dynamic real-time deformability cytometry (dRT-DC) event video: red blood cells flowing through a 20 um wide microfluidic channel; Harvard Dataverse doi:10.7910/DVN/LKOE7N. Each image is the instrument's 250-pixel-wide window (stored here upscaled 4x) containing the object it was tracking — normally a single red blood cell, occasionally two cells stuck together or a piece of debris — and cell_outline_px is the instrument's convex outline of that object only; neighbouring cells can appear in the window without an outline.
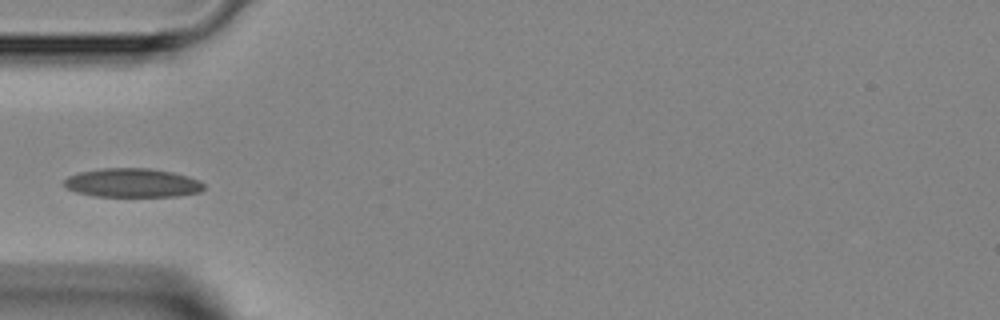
{"species": "Egyptian fruit bat (a non-hibernating species)", "species_latin": "Rousettus aegyptiacus", "temperature_condition": "room temperature", "stored_images_in_passage": 3, "camera_frame_rate_fps": 3000, "um_per_image_px": 0.085, "animal": {"sex": "female"}, "frame": {"image": 1, "passage_image": 2, "time_ms": 1.0, "image_size_px": [1000, 320], "cell_outline_px": [[204, 188], [200, 192], [176, 196], [92, 196], [76, 192], [68, 188], [64, 184], [64, 180], [68, 176], [80, 172], [100, 168], [148, 168], [172, 172], [188, 176], [200, 180], [204, 184]], "centroid_in_image_um": [11.26, 15.54], "position_along_channel_um": 73.7, "area_um2": 23.52}}
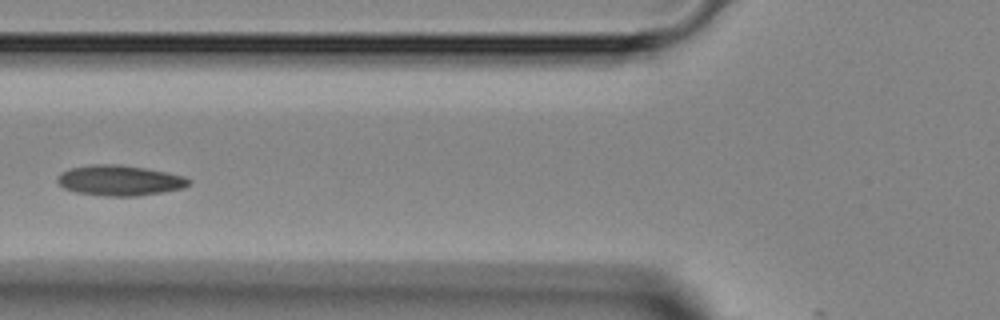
{"frame": {"image": 2, "passage_image": 3, "time_ms": 2.0, "image_size_px": [1000, 320], "cell_outline_px": [[192, 184], [184, 188], [164, 192], [140, 196], [104, 196], [76, 192], [64, 188], [56, 180], [56, 176], [60, 172], [68, 168], [92, 164], [120, 164], [144, 168], [184, 176], [192, 180]], "centroid_in_image_um": [10.17, 15.34], "position_along_channel_um": 115.6, "area_um2": 23.58}}